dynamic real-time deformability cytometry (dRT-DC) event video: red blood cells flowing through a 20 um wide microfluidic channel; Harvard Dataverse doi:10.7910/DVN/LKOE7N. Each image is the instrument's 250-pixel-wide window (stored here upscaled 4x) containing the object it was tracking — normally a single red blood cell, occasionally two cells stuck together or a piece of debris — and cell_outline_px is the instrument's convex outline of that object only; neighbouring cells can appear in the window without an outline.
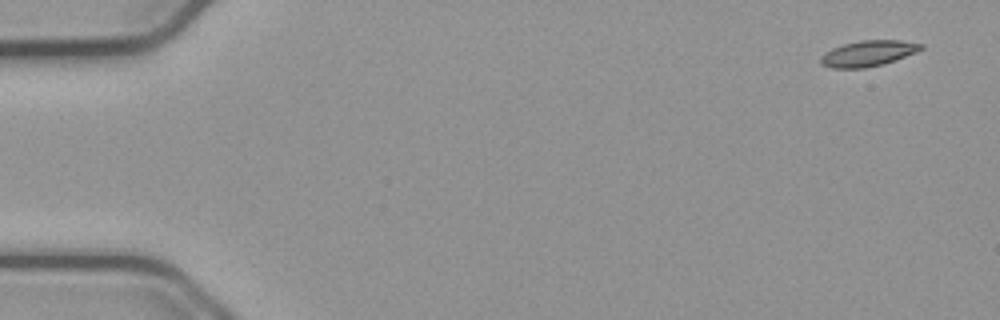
{"species": "common noctule bat (a hibernating species)", "species_latin": "Nyctalus noctula", "temperature_condition": "cold", "stored_images_in_passage": 10, "camera_frame_rate_fps": 3000, "um_per_image_px": 0.085, "animal": {"sex": "male", "body_mass_g": 23.1, "forearm_length_mm": 52.7}, "frame": {"image": 1, "passage_image": 1, "time_ms": 0.0, "image_size_px": [1000, 320], "cell_outline_px": [[924, 48], [916, 52], [884, 64], [864, 68], [832, 68], [820, 64], [820, 56], [832, 48], [844, 44], [860, 40], [900, 40], [924, 44]], "centroid_in_image_um": [73.79, 4.54], "position_along_channel_um": 11.2, "area_um2": 15.09}}